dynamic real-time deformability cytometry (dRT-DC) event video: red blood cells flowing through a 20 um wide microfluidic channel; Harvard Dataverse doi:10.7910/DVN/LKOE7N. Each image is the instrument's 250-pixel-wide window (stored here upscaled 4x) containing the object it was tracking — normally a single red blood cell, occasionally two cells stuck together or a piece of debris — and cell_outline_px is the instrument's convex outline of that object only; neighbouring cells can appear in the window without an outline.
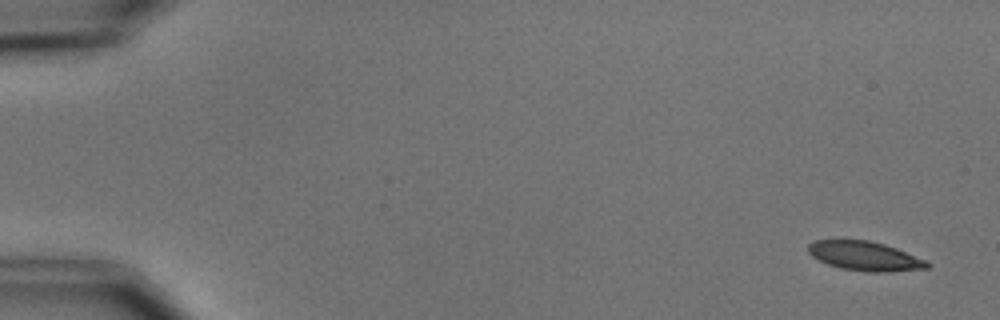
{"species": "common noctule bat (a hibernating species)", "species_latin": "Nyctalus noctula", "temperature_condition": "cold", "stored_images_in_passage": 4, "camera_frame_rate_fps": 3000, "um_per_image_px": 0.085, "animal": {"sex": "male", "body_mass_g": 15.6}, "frame": {"image": 1, "passage_image": 1, "time_ms": 0.0, "image_size_px": [1000, 320], "cell_outline_px": [[932, 264], [928, 268], [888, 272], [868, 272], [840, 268], [828, 264], [812, 256], [808, 252], [808, 244], [816, 240], [868, 240], [884, 244], [896, 248], [928, 260]], "centroid_in_image_um": [73.56, 21.77], "position_along_channel_um": 11.4, "area_um2": 20.35}}